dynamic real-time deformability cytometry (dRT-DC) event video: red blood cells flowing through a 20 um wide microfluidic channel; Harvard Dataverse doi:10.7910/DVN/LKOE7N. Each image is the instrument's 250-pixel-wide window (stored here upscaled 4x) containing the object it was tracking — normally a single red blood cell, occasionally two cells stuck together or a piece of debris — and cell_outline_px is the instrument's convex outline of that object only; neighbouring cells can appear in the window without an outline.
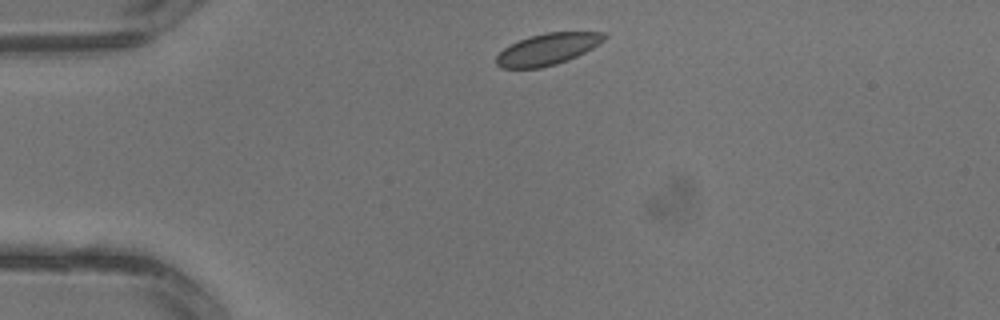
{"species": "common noctule bat (a hibernating species)", "species_latin": "Nyctalus noctula", "temperature_condition": "warm", "stored_images_in_passage": 2, "camera_frame_rate_fps": 3000, "um_per_image_px": 0.085, "animal": {"sex": "male", "body_mass_g": 13.3}, "frame": {"image": 1, "passage_image": 1, "time_ms": 0.0, "image_size_px": [1000, 320], "cell_outline_px": [[608, 36], [604, 40], [592, 48], [568, 60], [556, 64], [540, 68], [500, 68], [496, 64], [496, 56], [504, 48], [528, 36], [544, 32], [604, 32]], "centroid_in_image_um": [46.54, 4.17], "position_along_channel_um": 38.5, "area_um2": 19.77}}